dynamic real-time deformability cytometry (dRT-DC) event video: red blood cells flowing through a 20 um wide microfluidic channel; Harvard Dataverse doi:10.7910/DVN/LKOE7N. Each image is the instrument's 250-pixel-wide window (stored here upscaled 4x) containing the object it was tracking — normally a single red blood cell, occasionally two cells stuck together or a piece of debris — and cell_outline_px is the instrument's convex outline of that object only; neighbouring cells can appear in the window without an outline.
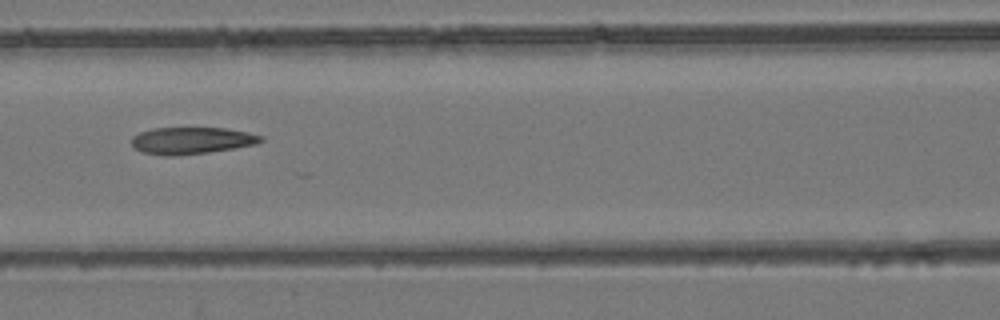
{"species": "common noctule bat (a hibernating species)", "species_latin": "Nyctalus noctula", "temperature_condition": "room temperature", "stored_images_in_passage": 4, "camera_frame_rate_fps": 3000, "um_per_image_px": 0.085, "animal": {"sex": "female", "body_mass_g": 24.6, "forearm_length_mm": 56.2}, "frame": {"image": 1, "passage_image": 4, "time_ms": 1.0, "image_size_px": [1000, 320], "cell_outline_px": [[264, 140], [256, 144], [208, 152], [172, 156], [164, 156], [144, 152], [136, 148], [132, 144], [132, 136], [140, 132], [152, 128], [224, 128], [248, 132], [264, 136]], "centroid_in_image_um": [16.29, 11.94], "position_along_channel_um": 150.3, "area_um2": 20.11}}